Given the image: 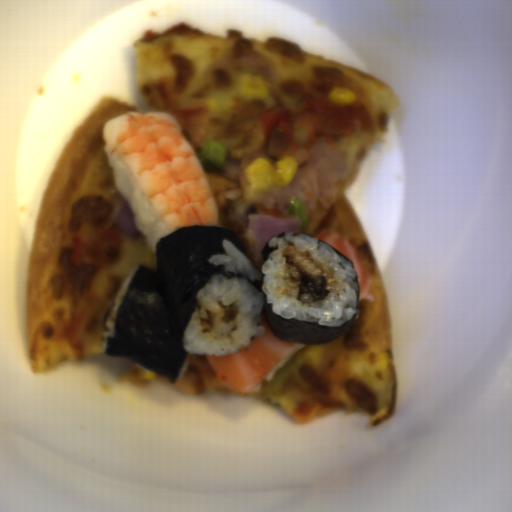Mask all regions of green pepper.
Listing matches in <instances>:
<instances>
[{"label": "green pepper", "mask_w": 512, "mask_h": 512, "mask_svg": "<svg viewBox=\"0 0 512 512\" xmlns=\"http://www.w3.org/2000/svg\"><path fill=\"white\" fill-rule=\"evenodd\" d=\"M228 156L227 148L220 141L208 140L198 156L202 171H219L223 169Z\"/></svg>", "instance_id": "1"}, {"label": "green pepper", "mask_w": 512, "mask_h": 512, "mask_svg": "<svg viewBox=\"0 0 512 512\" xmlns=\"http://www.w3.org/2000/svg\"><path fill=\"white\" fill-rule=\"evenodd\" d=\"M288 217H299L301 220L300 230L304 229L307 223V206L304 201L292 198L288 205Z\"/></svg>", "instance_id": "2"}]
</instances>
